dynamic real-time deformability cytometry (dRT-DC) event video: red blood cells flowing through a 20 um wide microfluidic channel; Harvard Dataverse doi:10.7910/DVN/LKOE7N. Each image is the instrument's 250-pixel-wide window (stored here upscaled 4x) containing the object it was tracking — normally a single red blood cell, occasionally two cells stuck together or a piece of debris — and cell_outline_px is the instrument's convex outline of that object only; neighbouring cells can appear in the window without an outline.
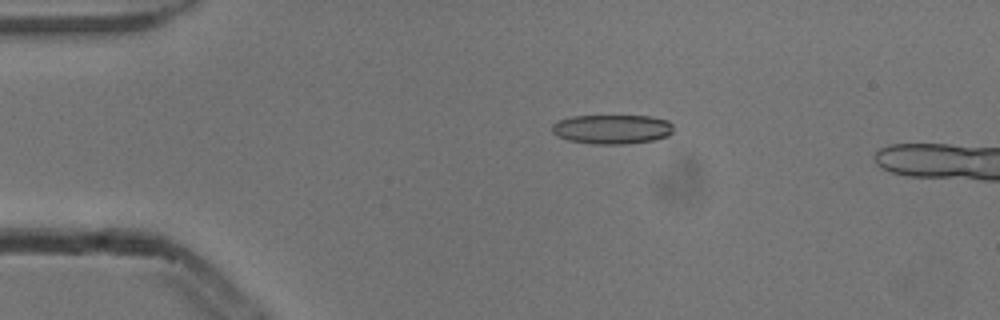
{"species": "common noctule bat (a hibernating species)", "species_latin": "Nyctalus noctula", "temperature_condition": "cold", "stored_images_in_passage": 5, "camera_frame_rate_fps": 3000, "um_per_image_px": 0.085, "animal": {"sex": "male", "body_mass_g": 13.3}, "frame": {"image": 1, "passage_image": 3, "time_ms": 0.667, "image_size_px": [1000, 320], "cell_outline_px": [[672, 132], [668, 136], [652, 140], [624, 144], [596, 144], [568, 140], [556, 136], [552, 132], [552, 124], [560, 120], [572, 116], [652, 116], [668, 120], [672, 124]], "centroid_in_image_um": [52.02, 10.98], "position_along_channel_um": 33.0, "area_um2": 20.75}}